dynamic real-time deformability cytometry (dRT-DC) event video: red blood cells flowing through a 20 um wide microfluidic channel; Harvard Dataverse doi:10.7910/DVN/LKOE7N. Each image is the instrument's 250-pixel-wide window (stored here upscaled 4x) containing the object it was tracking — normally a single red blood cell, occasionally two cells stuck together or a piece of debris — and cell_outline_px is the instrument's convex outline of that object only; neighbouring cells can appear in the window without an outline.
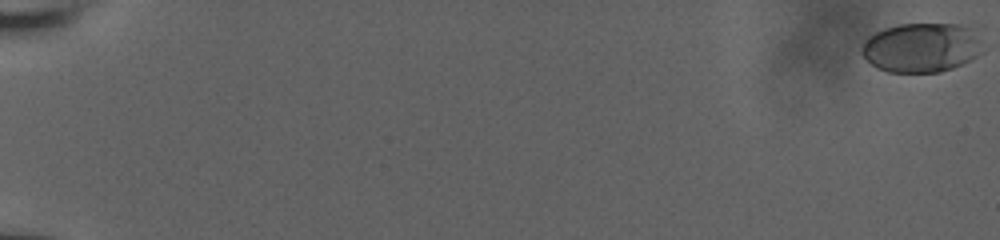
{"species": "human", "species_latin": "Homo sapiens", "temperature_condition": "room temperature", "stored_images_in_passage": 59, "camera_frame_rate_fps": 3000, "um_per_image_px": 0.085, "donor": {"sex": "male"}, "frame": {"image": 1, "passage_image": 1, "time_ms": 0.0, "image_size_px": [1000, 240], "cell_outline_px": [[984, 52], [952, 68], [940, 72], [888, 72], [876, 68], [860, 52], [860, 48], [864, 40], [868, 36], [884, 28], [900, 24], [964, 24], [972, 28], [980, 40]], "centroid_in_image_um": [78.31, 4.03], "position_along_channel_um": 6.7, "area_um2": 35.03}}
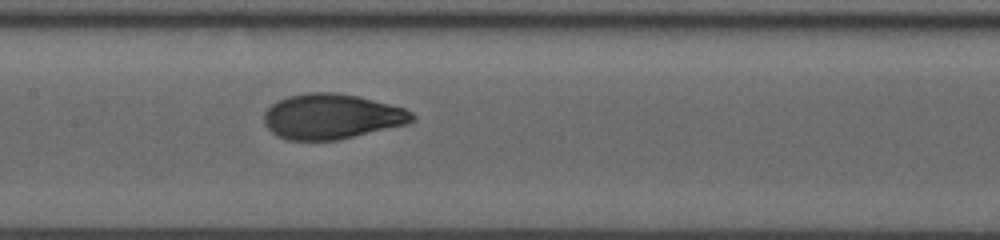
{"frame": {"image": 2, "passage_image": 33, "time_ms": 10.667, "image_size_px": [1000, 240], "cell_outline_px": [[416, 120], [408, 124], [336, 140], [288, 140], [276, 136], [264, 124], [264, 112], [276, 100], [288, 96], [308, 92], [336, 92], [356, 96], [404, 108], [412, 112], [416, 116]], "centroid_in_image_um": [28.18, 9.9], "position_along_channel_um": 179.2, "area_um2": 39.02}}
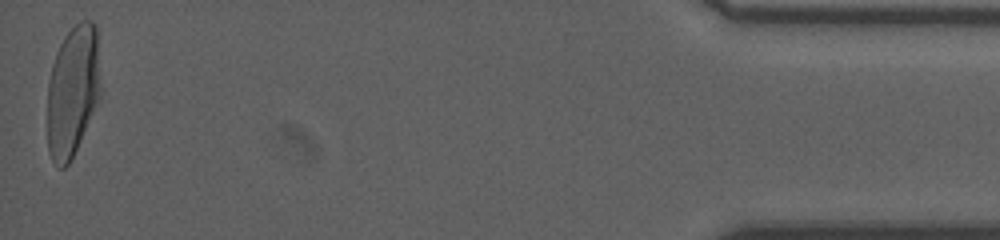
{"frame": {"image": 3, "passage_image": 59, "time_ms": 19.333, "image_size_px": [1000, 240], "cell_outline_px": [[100, 100], [68, 164], [64, 168], [56, 168], [48, 152], [48, 84], [52, 64], [56, 52], [64, 36], [80, 20], [92, 20], [96, 24], [100, 88]], "centroid_in_image_um": [6.18, 7.73], "position_along_channel_um": 429.0, "area_um2": 40.69}, "authors_computed_cell_mechanics": {"area_um2": 38.3214, "velocity_mm_per_s": 3.8201, "shape_relaxation_time_tau1_ms": 4.8887, "shape_relaxation_time_tau2_ms": null, "deformation_change_tau1": 0.2028, "deformation_change_tau2": null}}